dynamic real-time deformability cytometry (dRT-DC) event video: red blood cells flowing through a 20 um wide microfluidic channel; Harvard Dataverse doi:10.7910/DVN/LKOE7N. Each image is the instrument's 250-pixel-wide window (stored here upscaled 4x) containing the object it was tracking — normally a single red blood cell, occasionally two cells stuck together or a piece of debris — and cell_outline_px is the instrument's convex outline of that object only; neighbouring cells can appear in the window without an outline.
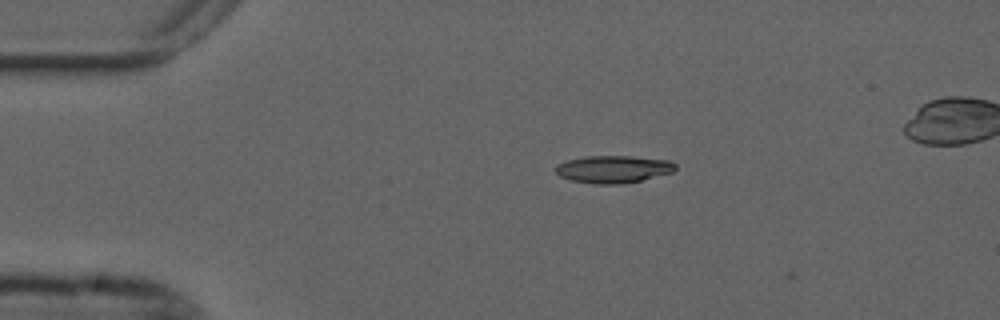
{"species": "common noctule bat (a hibernating species)", "species_latin": "Nyctalus noctula", "temperature_condition": "cold", "stored_images_in_passage": 9, "camera_frame_rate_fps": 3000, "um_per_image_px": 0.085, "animal": {"sex": "male", "forearm_length_mm": 52.5}, "frame": {"image": 1, "passage_image": 7, "time_ms": 2.0, "image_size_px": [1000, 320], "cell_outline_px": [[676, 168], [672, 172], [624, 184], [592, 184], [572, 180], [560, 176], [556, 172], [556, 164], [568, 160], [588, 156], [632, 156], [668, 160], [676, 164]], "centroid_in_image_um": [52.12, 14.38], "position_along_channel_um": 32.9, "area_um2": 19.02}}